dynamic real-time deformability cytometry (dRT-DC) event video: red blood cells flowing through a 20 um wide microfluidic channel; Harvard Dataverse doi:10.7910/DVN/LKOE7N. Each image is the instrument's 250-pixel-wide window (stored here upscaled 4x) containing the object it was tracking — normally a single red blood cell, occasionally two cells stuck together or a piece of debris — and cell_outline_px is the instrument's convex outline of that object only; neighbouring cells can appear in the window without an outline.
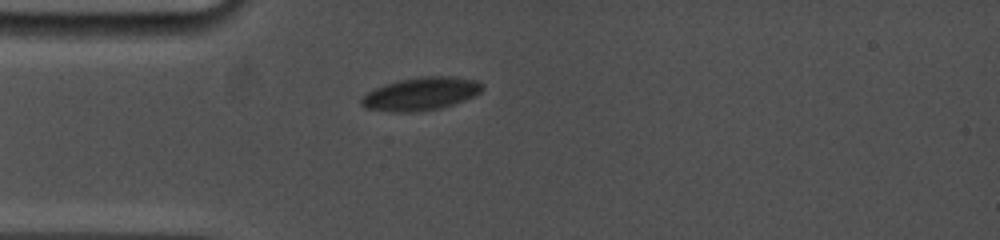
{"species": "common noctule bat (a hibernating species)", "species_latin": "Nyctalus noctula", "temperature_condition": "cold", "stored_images_in_passage": 14, "camera_frame_rate_fps": 5000, "um_per_image_px": 0.085, "animal": {"sex": "female", "body_mass_g": 19.0, "forearm_length_mm": 53.3}, "frame": {"image": 1, "passage_image": 1, "time_ms": 0.0, "image_size_px": [1000, 240], "cell_outline_px": [[484, 88], [480, 92], [464, 100], [440, 108], [412, 112], [392, 112], [364, 108], [360, 104], [360, 96], [376, 88], [400, 80], [420, 76], [452, 76], [476, 80], [484, 84]], "centroid_in_image_um": [35.76, 7.97], "position_along_channel_um": 49.2, "area_um2": 23.18}}
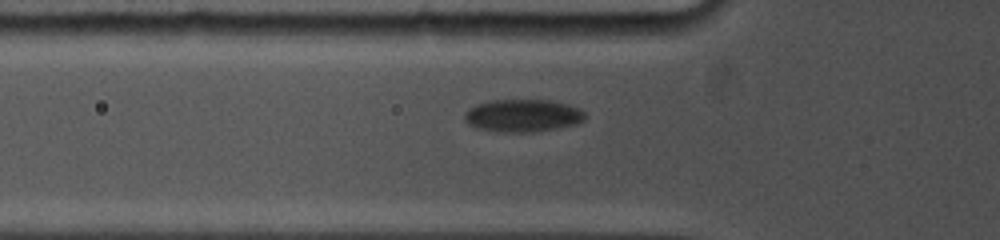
{"frame": {"image": 2, "passage_image": 7, "time_ms": 1.2, "image_size_px": [1000, 240], "cell_outline_px": [[584, 120], [576, 124], [560, 128], [536, 132], [496, 132], [476, 128], [468, 124], [464, 120], [464, 112], [468, 108], [476, 104], [492, 100], [548, 100], [568, 104], [580, 108], [584, 112]], "centroid_in_image_um": [44.41, 9.83], "position_along_channel_um": 81.4, "area_um2": 23.24}}
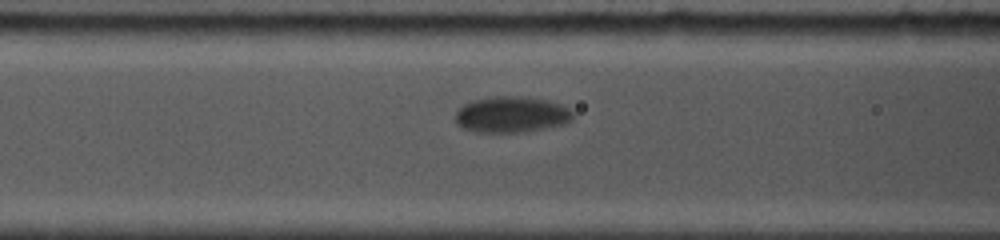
{"frame": {"image": 3, "passage_image": 12, "time_ms": 2.4, "image_size_px": [1000, 240], "cell_outline_px": [[572, 120], [564, 124], [528, 132], [476, 132], [460, 128], [456, 124], [456, 112], [464, 104], [472, 100], [496, 96], [520, 96], [548, 100], [560, 104], [568, 108], [572, 112]], "centroid_in_image_um": [43.46, 9.74], "position_along_channel_um": 123.1, "area_um2": 24.85}}